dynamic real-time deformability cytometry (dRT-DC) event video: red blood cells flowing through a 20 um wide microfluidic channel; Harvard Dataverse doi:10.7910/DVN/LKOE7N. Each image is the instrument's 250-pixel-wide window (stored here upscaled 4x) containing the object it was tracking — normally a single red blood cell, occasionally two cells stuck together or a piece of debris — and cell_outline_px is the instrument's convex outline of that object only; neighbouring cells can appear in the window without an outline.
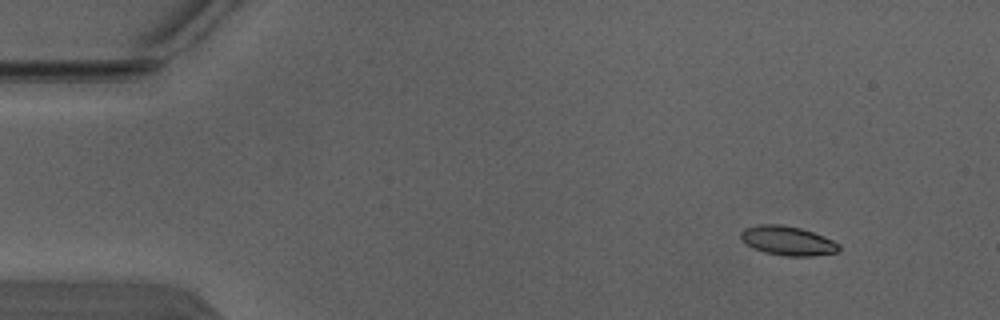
{"species": "Egyptian fruit bat (a non-hibernating species)", "species_latin": "Rousettus aegyptiacus", "temperature_condition": "warm", "stored_images_in_passage": 5, "segment_of_instrument_passage": [1, 2], "camera_frame_rate_fps": 3000, "um_per_image_px": 0.085, "animal": {"sex": "male"}, "frame": {"image": 1, "passage_image": 1, "time_ms": 0.0, "image_size_px": [1000, 320], "cell_outline_px": [[840, 248], [836, 252], [812, 256], [784, 256], [764, 252], [752, 248], [740, 236], [740, 232], [744, 228], [760, 224], [780, 224], [800, 228], [824, 236], [840, 244]], "centroid_in_image_um": [66.95, 20.46], "position_along_channel_um": 18.1, "area_um2": 16.65}}
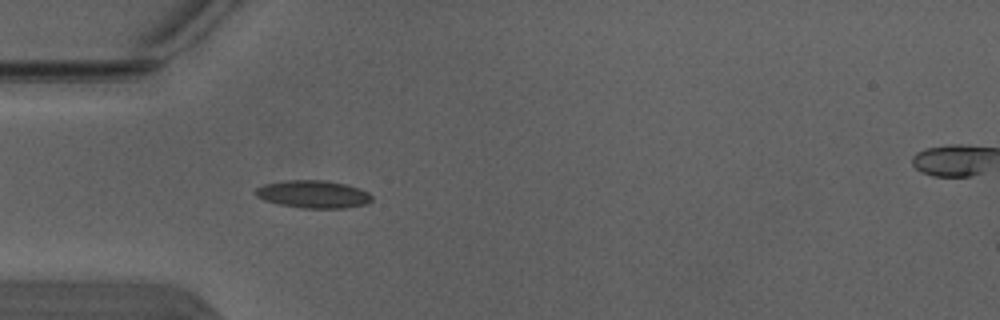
{"frame": {"image": 2, "passage_image": 4, "time_ms": 1.0, "image_size_px": [1000, 320], "cell_outline_px": [[372, 200], [368, 204], [344, 208], [304, 208], [280, 204], [264, 200], [256, 196], [256, 188], [264, 184], [284, 180], [324, 180], [344, 184], [368, 192], [372, 196]], "centroid_in_image_um": [26.62, 16.51], "position_along_channel_um": 58.4, "area_um2": 18.61}}